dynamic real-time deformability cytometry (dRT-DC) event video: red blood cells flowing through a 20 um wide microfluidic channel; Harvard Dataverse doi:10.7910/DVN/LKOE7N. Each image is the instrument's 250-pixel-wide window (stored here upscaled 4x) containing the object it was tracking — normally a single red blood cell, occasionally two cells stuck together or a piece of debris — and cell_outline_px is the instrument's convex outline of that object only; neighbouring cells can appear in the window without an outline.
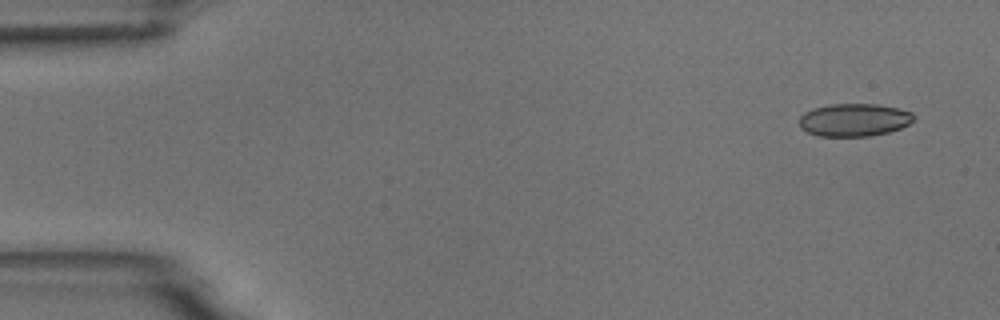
{"species": "common noctule bat (a hibernating species)", "species_latin": "Nyctalus noctula", "temperature_condition": "room temperature", "stored_images_in_passage": 8, "camera_frame_rate_fps": 3000, "um_per_image_px": 0.085, "animal": {"sex": "male", "body_mass_g": 18.8}, "frame": {"image": 1, "passage_image": 1, "time_ms": 0.0, "image_size_px": [1000, 320], "cell_outline_px": [[916, 116], [908, 124], [900, 128], [888, 132], [868, 136], [820, 136], [808, 132], [800, 128], [800, 116], [804, 112], [828, 104], [876, 104], [900, 108], [912, 112]], "centroid_in_image_um": [72.61, 10.18], "position_along_channel_um": 12.4, "area_um2": 21.85}}
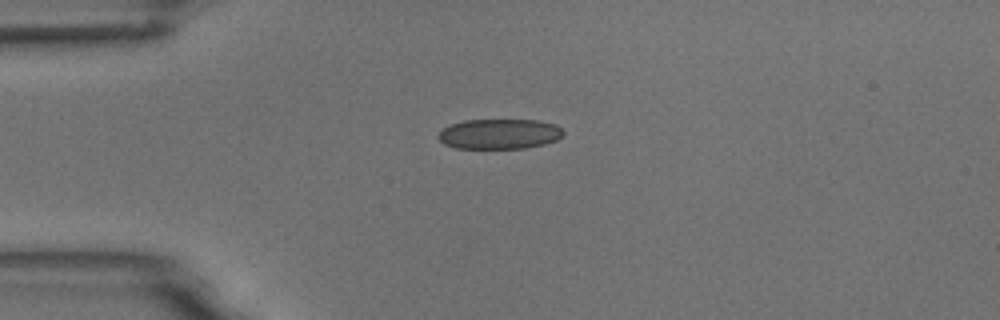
{"frame": {"image": 2, "passage_image": 4, "time_ms": 3.333, "image_size_px": [1000, 320], "cell_outline_px": [[564, 132], [556, 140], [544, 144], [524, 148], [456, 148], [444, 144], [436, 136], [440, 128], [464, 120], [540, 120], [556, 124]], "centroid_in_image_um": [42.41, 11.38], "position_along_channel_um": 42.6, "area_um2": 22.02}}